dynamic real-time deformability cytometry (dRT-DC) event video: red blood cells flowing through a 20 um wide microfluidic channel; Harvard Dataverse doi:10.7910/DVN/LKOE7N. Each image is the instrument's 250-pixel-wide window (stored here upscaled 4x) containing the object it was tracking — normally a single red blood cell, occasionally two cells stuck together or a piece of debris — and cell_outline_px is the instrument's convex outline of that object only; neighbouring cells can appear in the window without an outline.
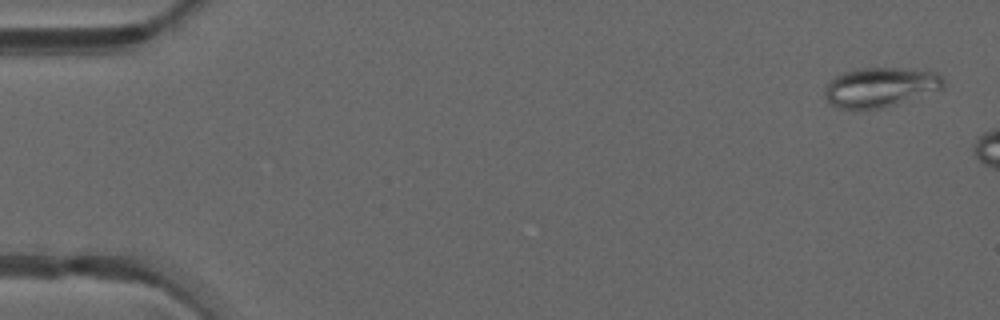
{"species": "common noctule bat (a hibernating species)", "species_latin": "Nyctalus noctula", "temperature_condition": "warm", "stored_images_in_passage": 7, "camera_frame_rate_fps": 3000, "um_per_image_px": 0.085, "animal": {"sex": "male", "forearm_length_mm": 52.5}, "frame": {"image": 1, "passage_image": 2, "time_ms": 0.333, "image_size_px": [1000, 320], "cell_outline_px": [[944, 88], [880, 108], [840, 108], [832, 104], [824, 96], [824, 92], [828, 84], [836, 76], [844, 72], [856, 68], [896, 68], [936, 72], [944, 80]], "centroid_in_image_um": [74.81, 7.39], "position_along_channel_um": 10.2, "area_um2": 26.65}}